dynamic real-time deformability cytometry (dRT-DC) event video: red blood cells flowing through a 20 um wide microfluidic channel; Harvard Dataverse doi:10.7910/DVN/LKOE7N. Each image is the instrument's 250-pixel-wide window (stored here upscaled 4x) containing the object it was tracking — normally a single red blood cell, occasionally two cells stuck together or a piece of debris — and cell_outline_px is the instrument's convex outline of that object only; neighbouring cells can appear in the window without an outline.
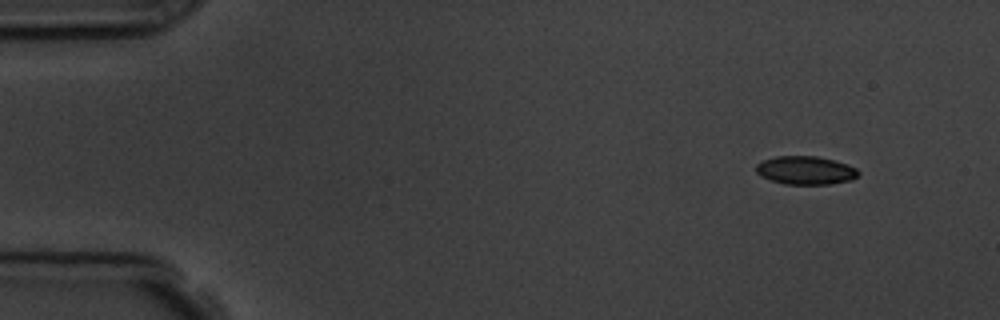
{"species": "common noctule bat (a hibernating species)", "species_latin": "Nyctalus noctula", "temperature_condition": "room temperature", "stored_images_in_passage": 4, "camera_frame_rate_fps": 3000, "um_per_image_px": 0.085, "animal": {"sex": "male", "body_mass_g": 19.5, "forearm_length_mm": 54.6}, "frame": {"image": 1, "passage_image": 1, "time_ms": 0.0, "image_size_px": [1000, 320], "cell_outline_px": [[860, 172], [852, 180], [828, 184], [784, 184], [760, 176], [756, 172], [756, 164], [764, 160], [776, 156], [816, 156], [848, 164], [856, 168]], "centroid_in_image_um": [68.47, 14.48], "position_along_channel_um": 16.5, "area_um2": 16.82}}